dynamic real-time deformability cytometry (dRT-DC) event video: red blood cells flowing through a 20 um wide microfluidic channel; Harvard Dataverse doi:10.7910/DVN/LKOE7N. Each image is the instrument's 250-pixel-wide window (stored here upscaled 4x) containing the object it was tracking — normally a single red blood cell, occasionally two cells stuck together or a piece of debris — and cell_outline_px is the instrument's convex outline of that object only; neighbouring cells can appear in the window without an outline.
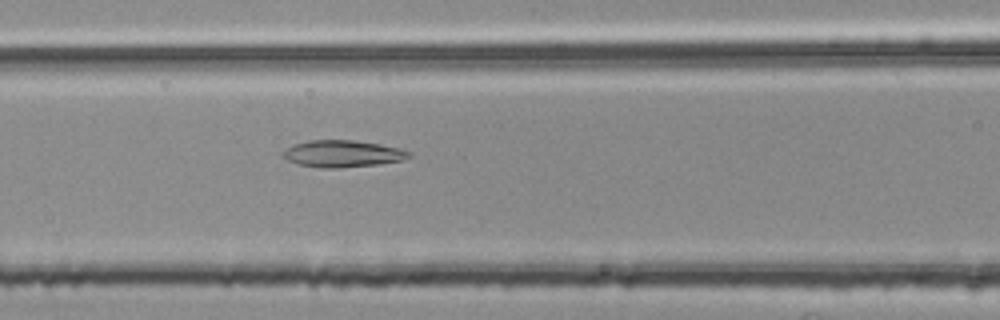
{"species": "common noctule bat (a hibernating species)", "species_latin": "Nyctalus noctula", "temperature_condition": "room temperature", "stored_images_in_passage": 54, "camera_frame_rate_fps": 3000, "um_per_image_px": 0.085, "animal": {"sex": "female", "body_mass_g": 25.1}, "frame": {"image": 1, "passage_image": 23, "time_ms": 7.333, "image_size_px": [1000, 320], "cell_outline_px": [[412, 156], [404, 160], [376, 164], [340, 168], [324, 168], [296, 164], [284, 160], [280, 156], [280, 152], [292, 144], [308, 140], [352, 140], [380, 144], [400, 148], [412, 152]], "centroid_in_image_um": [29.05, 13.06], "position_along_channel_um": 137.5, "area_um2": 20.11}}
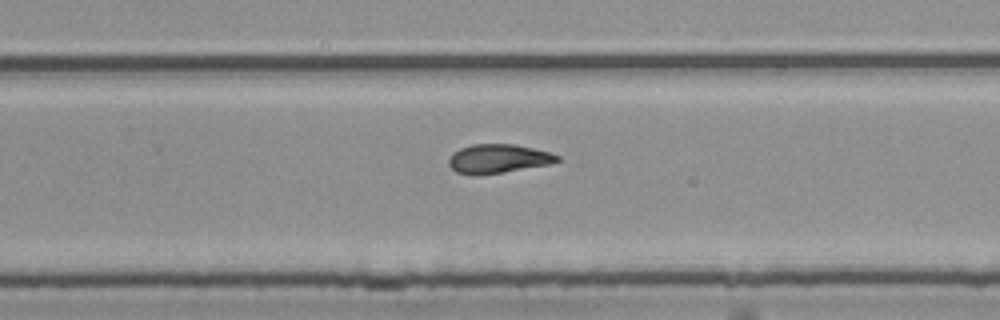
{"frame": {"image": 2, "passage_image": 35, "time_ms": 11.333, "image_size_px": [1000, 320], "cell_outline_px": [[560, 160], [548, 164], [504, 172], [476, 176], [456, 172], [448, 164], [448, 160], [452, 152], [460, 148], [472, 144], [516, 144], [548, 152], [560, 156]], "centroid_in_image_um": [42.29, 13.49], "position_along_channel_um": 287.5, "area_um2": 18.32}}
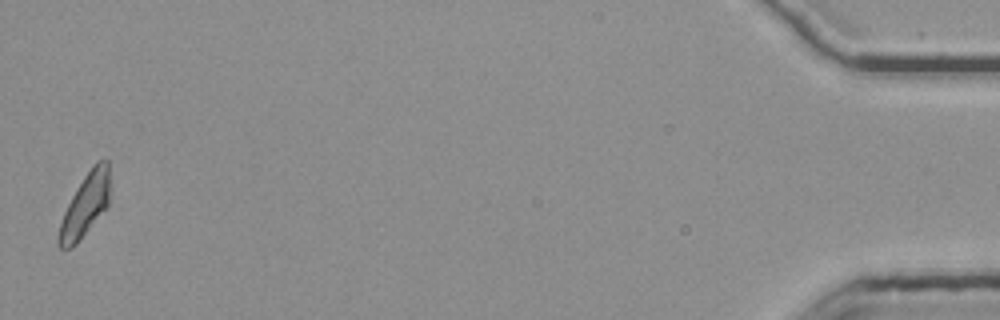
{"frame": {"image": 3, "passage_image": 54, "time_ms": 17.667, "image_size_px": [1000, 320], "cell_outline_px": [[108, 208], [76, 244], [72, 248], [60, 248], [56, 244], [56, 236], [64, 212], [76, 188], [92, 164], [96, 160], [108, 160]], "centroid_in_image_um": [7.21, 17.48], "position_along_channel_um": 428.0, "area_um2": 18.79}, "authors_computed_cell_mechanics": {"area_um2": 18.9006, "velocity_mm_per_s": 3.7603, "shape_relaxation_time_tau1_ms": null, "shape_relaxation_time_tau2_ms": 2.3344, "deformation_change_tau1": null, "deformation_change_tau2": 0.0976}}